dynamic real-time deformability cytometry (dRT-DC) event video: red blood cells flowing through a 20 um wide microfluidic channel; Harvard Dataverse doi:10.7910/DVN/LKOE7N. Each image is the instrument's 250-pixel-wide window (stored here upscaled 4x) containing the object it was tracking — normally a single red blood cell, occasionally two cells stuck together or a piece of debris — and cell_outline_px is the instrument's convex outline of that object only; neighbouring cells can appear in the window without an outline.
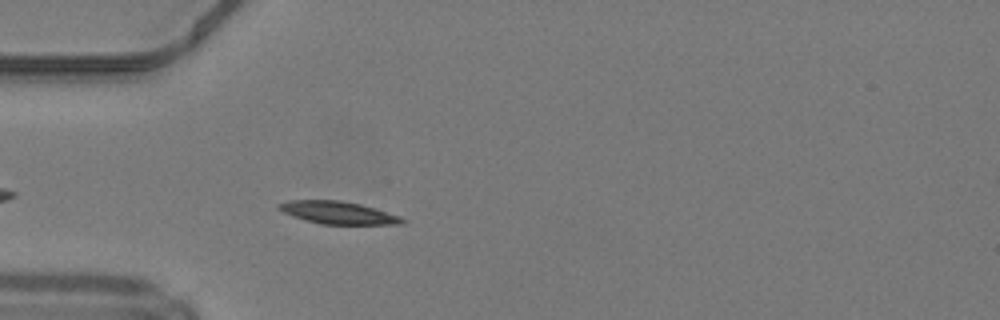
{"species": "common noctule bat (a hibernating species)", "species_latin": "Nyctalus noctula", "temperature_condition": "warm", "stored_images_in_passage": 7, "camera_frame_rate_fps": 3000, "um_per_image_px": 0.085, "animal": {"sex": "male", "body_mass_g": 19.2, "forearm_length_mm": 51.8}, "frame": {"image": 1, "passage_image": 4, "time_ms": 1.0, "image_size_px": [1000, 320], "cell_outline_px": [[408, 220], [404, 224], [320, 224], [292, 216], [276, 208], [276, 204], [288, 200], [340, 200], [360, 204], [400, 216]], "centroid_in_image_um": [28.72, 18.07], "position_along_channel_um": 56.3, "area_um2": 16.24}}